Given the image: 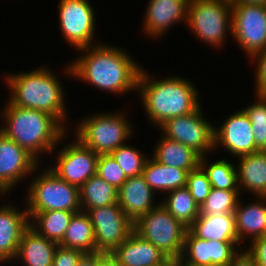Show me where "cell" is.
Here are the masks:
<instances>
[{
    "label": "cell",
    "mask_w": 266,
    "mask_h": 266,
    "mask_svg": "<svg viewBox=\"0 0 266 266\" xmlns=\"http://www.w3.org/2000/svg\"><path fill=\"white\" fill-rule=\"evenodd\" d=\"M169 195L160 203L175 219L189 228L200 215V207L191 196L189 190L184 188L167 192Z\"/></svg>",
    "instance_id": "30"
},
{
    "label": "cell",
    "mask_w": 266,
    "mask_h": 266,
    "mask_svg": "<svg viewBox=\"0 0 266 266\" xmlns=\"http://www.w3.org/2000/svg\"><path fill=\"white\" fill-rule=\"evenodd\" d=\"M254 4L266 6V0H234L231 5Z\"/></svg>",
    "instance_id": "43"
},
{
    "label": "cell",
    "mask_w": 266,
    "mask_h": 266,
    "mask_svg": "<svg viewBox=\"0 0 266 266\" xmlns=\"http://www.w3.org/2000/svg\"><path fill=\"white\" fill-rule=\"evenodd\" d=\"M96 174L117 189L128 178L111 154L99 155Z\"/></svg>",
    "instance_id": "35"
},
{
    "label": "cell",
    "mask_w": 266,
    "mask_h": 266,
    "mask_svg": "<svg viewBox=\"0 0 266 266\" xmlns=\"http://www.w3.org/2000/svg\"><path fill=\"white\" fill-rule=\"evenodd\" d=\"M58 245L29 226L21 236L14 260L20 259L26 266H52Z\"/></svg>",
    "instance_id": "21"
},
{
    "label": "cell",
    "mask_w": 266,
    "mask_h": 266,
    "mask_svg": "<svg viewBox=\"0 0 266 266\" xmlns=\"http://www.w3.org/2000/svg\"><path fill=\"white\" fill-rule=\"evenodd\" d=\"M219 1H225V2H228V3H232L234 0H219Z\"/></svg>",
    "instance_id": "46"
},
{
    "label": "cell",
    "mask_w": 266,
    "mask_h": 266,
    "mask_svg": "<svg viewBox=\"0 0 266 266\" xmlns=\"http://www.w3.org/2000/svg\"><path fill=\"white\" fill-rule=\"evenodd\" d=\"M187 230L160 203L134 222V232L174 262L182 255Z\"/></svg>",
    "instance_id": "7"
},
{
    "label": "cell",
    "mask_w": 266,
    "mask_h": 266,
    "mask_svg": "<svg viewBox=\"0 0 266 266\" xmlns=\"http://www.w3.org/2000/svg\"><path fill=\"white\" fill-rule=\"evenodd\" d=\"M231 9L225 1L189 0L186 24L202 42L221 47L229 29L232 33Z\"/></svg>",
    "instance_id": "8"
},
{
    "label": "cell",
    "mask_w": 266,
    "mask_h": 266,
    "mask_svg": "<svg viewBox=\"0 0 266 266\" xmlns=\"http://www.w3.org/2000/svg\"><path fill=\"white\" fill-rule=\"evenodd\" d=\"M2 111L4 126L0 132L26 149L38 161L42 153L50 154L66 136V129L51 115L6 103ZM6 125V126H5ZM65 135V136H64Z\"/></svg>",
    "instance_id": "3"
},
{
    "label": "cell",
    "mask_w": 266,
    "mask_h": 266,
    "mask_svg": "<svg viewBox=\"0 0 266 266\" xmlns=\"http://www.w3.org/2000/svg\"><path fill=\"white\" fill-rule=\"evenodd\" d=\"M82 251L58 245L52 266H76Z\"/></svg>",
    "instance_id": "38"
},
{
    "label": "cell",
    "mask_w": 266,
    "mask_h": 266,
    "mask_svg": "<svg viewBox=\"0 0 266 266\" xmlns=\"http://www.w3.org/2000/svg\"><path fill=\"white\" fill-rule=\"evenodd\" d=\"M59 23L63 37L77 50L93 46L95 13L88 0H59Z\"/></svg>",
    "instance_id": "12"
},
{
    "label": "cell",
    "mask_w": 266,
    "mask_h": 266,
    "mask_svg": "<svg viewBox=\"0 0 266 266\" xmlns=\"http://www.w3.org/2000/svg\"><path fill=\"white\" fill-rule=\"evenodd\" d=\"M238 158V188L242 187L256 197H266V151L245 154Z\"/></svg>",
    "instance_id": "23"
},
{
    "label": "cell",
    "mask_w": 266,
    "mask_h": 266,
    "mask_svg": "<svg viewBox=\"0 0 266 266\" xmlns=\"http://www.w3.org/2000/svg\"><path fill=\"white\" fill-rule=\"evenodd\" d=\"M86 213L93 225L97 252L112 253L134 231V223L118 203L89 209Z\"/></svg>",
    "instance_id": "11"
},
{
    "label": "cell",
    "mask_w": 266,
    "mask_h": 266,
    "mask_svg": "<svg viewBox=\"0 0 266 266\" xmlns=\"http://www.w3.org/2000/svg\"><path fill=\"white\" fill-rule=\"evenodd\" d=\"M243 207L239 201L234 211L239 243L247 237L249 241L266 236V197ZM261 200V201H260Z\"/></svg>",
    "instance_id": "22"
},
{
    "label": "cell",
    "mask_w": 266,
    "mask_h": 266,
    "mask_svg": "<svg viewBox=\"0 0 266 266\" xmlns=\"http://www.w3.org/2000/svg\"><path fill=\"white\" fill-rule=\"evenodd\" d=\"M259 264L266 266V236L254 239L246 250Z\"/></svg>",
    "instance_id": "39"
},
{
    "label": "cell",
    "mask_w": 266,
    "mask_h": 266,
    "mask_svg": "<svg viewBox=\"0 0 266 266\" xmlns=\"http://www.w3.org/2000/svg\"><path fill=\"white\" fill-rule=\"evenodd\" d=\"M205 157L206 156L201 157L200 167L206 173L213 188L221 190H239L237 169L233 162L221 159L208 165L205 160L207 157Z\"/></svg>",
    "instance_id": "31"
},
{
    "label": "cell",
    "mask_w": 266,
    "mask_h": 266,
    "mask_svg": "<svg viewBox=\"0 0 266 266\" xmlns=\"http://www.w3.org/2000/svg\"><path fill=\"white\" fill-rule=\"evenodd\" d=\"M120 113H98L86 117L77 124L75 139L98 155L111 154L132 135L131 123Z\"/></svg>",
    "instance_id": "6"
},
{
    "label": "cell",
    "mask_w": 266,
    "mask_h": 266,
    "mask_svg": "<svg viewBox=\"0 0 266 266\" xmlns=\"http://www.w3.org/2000/svg\"><path fill=\"white\" fill-rule=\"evenodd\" d=\"M163 138L157 143L152 158L163 165L177 167L190 172L200 166L201 156L178 141Z\"/></svg>",
    "instance_id": "25"
},
{
    "label": "cell",
    "mask_w": 266,
    "mask_h": 266,
    "mask_svg": "<svg viewBox=\"0 0 266 266\" xmlns=\"http://www.w3.org/2000/svg\"><path fill=\"white\" fill-rule=\"evenodd\" d=\"M0 206V263L15 259L23 232L29 227L26 209Z\"/></svg>",
    "instance_id": "20"
},
{
    "label": "cell",
    "mask_w": 266,
    "mask_h": 266,
    "mask_svg": "<svg viewBox=\"0 0 266 266\" xmlns=\"http://www.w3.org/2000/svg\"><path fill=\"white\" fill-rule=\"evenodd\" d=\"M38 164L26 149L0 132V186L6 192L37 170Z\"/></svg>",
    "instance_id": "16"
},
{
    "label": "cell",
    "mask_w": 266,
    "mask_h": 266,
    "mask_svg": "<svg viewBox=\"0 0 266 266\" xmlns=\"http://www.w3.org/2000/svg\"><path fill=\"white\" fill-rule=\"evenodd\" d=\"M10 91L9 102L25 109H36L53 116L65 129L67 118L65 92L62 83L50 69L39 67L29 72L7 74ZM67 113V114H66ZM64 123V124H63Z\"/></svg>",
    "instance_id": "4"
},
{
    "label": "cell",
    "mask_w": 266,
    "mask_h": 266,
    "mask_svg": "<svg viewBox=\"0 0 266 266\" xmlns=\"http://www.w3.org/2000/svg\"><path fill=\"white\" fill-rule=\"evenodd\" d=\"M5 193H7V192L0 186V194L3 195Z\"/></svg>",
    "instance_id": "45"
},
{
    "label": "cell",
    "mask_w": 266,
    "mask_h": 266,
    "mask_svg": "<svg viewBox=\"0 0 266 266\" xmlns=\"http://www.w3.org/2000/svg\"><path fill=\"white\" fill-rule=\"evenodd\" d=\"M200 107L187 115L170 118L159 127L163 131L162 135L186 145L204 157L212 149L214 151V126L202 117Z\"/></svg>",
    "instance_id": "9"
},
{
    "label": "cell",
    "mask_w": 266,
    "mask_h": 266,
    "mask_svg": "<svg viewBox=\"0 0 266 266\" xmlns=\"http://www.w3.org/2000/svg\"><path fill=\"white\" fill-rule=\"evenodd\" d=\"M98 266H121L119 261L113 256L112 253L99 252Z\"/></svg>",
    "instance_id": "42"
},
{
    "label": "cell",
    "mask_w": 266,
    "mask_h": 266,
    "mask_svg": "<svg viewBox=\"0 0 266 266\" xmlns=\"http://www.w3.org/2000/svg\"><path fill=\"white\" fill-rule=\"evenodd\" d=\"M33 179L26 198L29 219L37 212L81 211L79 187L60 179L50 168Z\"/></svg>",
    "instance_id": "5"
},
{
    "label": "cell",
    "mask_w": 266,
    "mask_h": 266,
    "mask_svg": "<svg viewBox=\"0 0 266 266\" xmlns=\"http://www.w3.org/2000/svg\"><path fill=\"white\" fill-rule=\"evenodd\" d=\"M138 149L129 146L128 144L121 145L115 149L111 155L124 171L127 177L141 175L144 165L148 159Z\"/></svg>",
    "instance_id": "34"
},
{
    "label": "cell",
    "mask_w": 266,
    "mask_h": 266,
    "mask_svg": "<svg viewBox=\"0 0 266 266\" xmlns=\"http://www.w3.org/2000/svg\"><path fill=\"white\" fill-rule=\"evenodd\" d=\"M239 241L205 240L196 237L189 229L177 266H228L238 254Z\"/></svg>",
    "instance_id": "13"
},
{
    "label": "cell",
    "mask_w": 266,
    "mask_h": 266,
    "mask_svg": "<svg viewBox=\"0 0 266 266\" xmlns=\"http://www.w3.org/2000/svg\"><path fill=\"white\" fill-rule=\"evenodd\" d=\"M93 47V48H92ZM83 53L77 60L65 67L67 75L94 85L97 89L106 90L117 95L137 90L141 68L130 58L129 53L116 46L105 43L81 48Z\"/></svg>",
    "instance_id": "1"
},
{
    "label": "cell",
    "mask_w": 266,
    "mask_h": 266,
    "mask_svg": "<svg viewBox=\"0 0 266 266\" xmlns=\"http://www.w3.org/2000/svg\"><path fill=\"white\" fill-rule=\"evenodd\" d=\"M99 252L83 253L76 266H98Z\"/></svg>",
    "instance_id": "41"
},
{
    "label": "cell",
    "mask_w": 266,
    "mask_h": 266,
    "mask_svg": "<svg viewBox=\"0 0 266 266\" xmlns=\"http://www.w3.org/2000/svg\"><path fill=\"white\" fill-rule=\"evenodd\" d=\"M113 256L121 266H167L172 260L134 231L118 246Z\"/></svg>",
    "instance_id": "18"
},
{
    "label": "cell",
    "mask_w": 266,
    "mask_h": 266,
    "mask_svg": "<svg viewBox=\"0 0 266 266\" xmlns=\"http://www.w3.org/2000/svg\"><path fill=\"white\" fill-rule=\"evenodd\" d=\"M188 4L189 0H149L143 22L145 33L156 38L180 20L187 23Z\"/></svg>",
    "instance_id": "17"
},
{
    "label": "cell",
    "mask_w": 266,
    "mask_h": 266,
    "mask_svg": "<svg viewBox=\"0 0 266 266\" xmlns=\"http://www.w3.org/2000/svg\"><path fill=\"white\" fill-rule=\"evenodd\" d=\"M228 266H259L255 259L245 250L238 253Z\"/></svg>",
    "instance_id": "40"
},
{
    "label": "cell",
    "mask_w": 266,
    "mask_h": 266,
    "mask_svg": "<svg viewBox=\"0 0 266 266\" xmlns=\"http://www.w3.org/2000/svg\"><path fill=\"white\" fill-rule=\"evenodd\" d=\"M75 213L64 210L37 212L29 219V226L40 236L60 244Z\"/></svg>",
    "instance_id": "28"
},
{
    "label": "cell",
    "mask_w": 266,
    "mask_h": 266,
    "mask_svg": "<svg viewBox=\"0 0 266 266\" xmlns=\"http://www.w3.org/2000/svg\"><path fill=\"white\" fill-rule=\"evenodd\" d=\"M81 211L118 203V189L97 174L79 187Z\"/></svg>",
    "instance_id": "29"
},
{
    "label": "cell",
    "mask_w": 266,
    "mask_h": 266,
    "mask_svg": "<svg viewBox=\"0 0 266 266\" xmlns=\"http://www.w3.org/2000/svg\"><path fill=\"white\" fill-rule=\"evenodd\" d=\"M153 193L155 194L142 174L128 177L118 189V204L134 223L159 204L153 203Z\"/></svg>",
    "instance_id": "19"
},
{
    "label": "cell",
    "mask_w": 266,
    "mask_h": 266,
    "mask_svg": "<svg viewBox=\"0 0 266 266\" xmlns=\"http://www.w3.org/2000/svg\"><path fill=\"white\" fill-rule=\"evenodd\" d=\"M232 33L249 58L266 50V6L232 5Z\"/></svg>",
    "instance_id": "10"
},
{
    "label": "cell",
    "mask_w": 266,
    "mask_h": 266,
    "mask_svg": "<svg viewBox=\"0 0 266 266\" xmlns=\"http://www.w3.org/2000/svg\"><path fill=\"white\" fill-rule=\"evenodd\" d=\"M60 246L83 253L96 252L95 233L89 215L80 211L73 215Z\"/></svg>",
    "instance_id": "27"
},
{
    "label": "cell",
    "mask_w": 266,
    "mask_h": 266,
    "mask_svg": "<svg viewBox=\"0 0 266 266\" xmlns=\"http://www.w3.org/2000/svg\"><path fill=\"white\" fill-rule=\"evenodd\" d=\"M239 190H221L213 188L200 207V214L216 215L234 213L240 196Z\"/></svg>",
    "instance_id": "32"
},
{
    "label": "cell",
    "mask_w": 266,
    "mask_h": 266,
    "mask_svg": "<svg viewBox=\"0 0 266 266\" xmlns=\"http://www.w3.org/2000/svg\"><path fill=\"white\" fill-rule=\"evenodd\" d=\"M186 188L189 190L198 206L201 207L206 197L210 194L212 186L206 173L199 166L197 169L188 172Z\"/></svg>",
    "instance_id": "36"
},
{
    "label": "cell",
    "mask_w": 266,
    "mask_h": 266,
    "mask_svg": "<svg viewBox=\"0 0 266 266\" xmlns=\"http://www.w3.org/2000/svg\"><path fill=\"white\" fill-rule=\"evenodd\" d=\"M257 101L243 108L252 125L256 147L266 151V95H256Z\"/></svg>",
    "instance_id": "33"
},
{
    "label": "cell",
    "mask_w": 266,
    "mask_h": 266,
    "mask_svg": "<svg viewBox=\"0 0 266 266\" xmlns=\"http://www.w3.org/2000/svg\"><path fill=\"white\" fill-rule=\"evenodd\" d=\"M152 80L153 77L141 68L137 91L153 125L158 127L166 120L187 115L200 106L198 91L191 81L182 76Z\"/></svg>",
    "instance_id": "2"
},
{
    "label": "cell",
    "mask_w": 266,
    "mask_h": 266,
    "mask_svg": "<svg viewBox=\"0 0 266 266\" xmlns=\"http://www.w3.org/2000/svg\"><path fill=\"white\" fill-rule=\"evenodd\" d=\"M188 229L196 237L207 241H239L234 213L200 214Z\"/></svg>",
    "instance_id": "24"
},
{
    "label": "cell",
    "mask_w": 266,
    "mask_h": 266,
    "mask_svg": "<svg viewBox=\"0 0 266 266\" xmlns=\"http://www.w3.org/2000/svg\"><path fill=\"white\" fill-rule=\"evenodd\" d=\"M188 172L184 169L163 165L148 158L142 175L154 192H164L186 187ZM156 190V191H155Z\"/></svg>",
    "instance_id": "26"
},
{
    "label": "cell",
    "mask_w": 266,
    "mask_h": 266,
    "mask_svg": "<svg viewBox=\"0 0 266 266\" xmlns=\"http://www.w3.org/2000/svg\"><path fill=\"white\" fill-rule=\"evenodd\" d=\"M167 266H177V263L174 261H171Z\"/></svg>",
    "instance_id": "44"
},
{
    "label": "cell",
    "mask_w": 266,
    "mask_h": 266,
    "mask_svg": "<svg viewBox=\"0 0 266 266\" xmlns=\"http://www.w3.org/2000/svg\"><path fill=\"white\" fill-rule=\"evenodd\" d=\"M57 153V164L52 167L49 166V168L60 179L80 187L90 177L96 175L99 155L82 145L77 139L75 143L65 145Z\"/></svg>",
    "instance_id": "14"
},
{
    "label": "cell",
    "mask_w": 266,
    "mask_h": 266,
    "mask_svg": "<svg viewBox=\"0 0 266 266\" xmlns=\"http://www.w3.org/2000/svg\"><path fill=\"white\" fill-rule=\"evenodd\" d=\"M223 146L231 155L242 156L260 151L255 144L249 117L240 110L231 114L218 128L214 126V149Z\"/></svg>",
    "instance_id": "15"
},
{
    "label": "cell",
    "mask_w": 266,
    "mask_h": 266,
    "mask_svg": "<svg viewBox=\"0 0 266 266\" xmlns=\"http://www.w3.org/2000/svg\"><path fill=\"white\" fill-rule=\"evenodd\" d=\"M251 59L257 65H255L257 71L254 74L256 79V95H266V50L259 52Z\"/></svg>",
    "instance_id": "37"
}]
</instances>
